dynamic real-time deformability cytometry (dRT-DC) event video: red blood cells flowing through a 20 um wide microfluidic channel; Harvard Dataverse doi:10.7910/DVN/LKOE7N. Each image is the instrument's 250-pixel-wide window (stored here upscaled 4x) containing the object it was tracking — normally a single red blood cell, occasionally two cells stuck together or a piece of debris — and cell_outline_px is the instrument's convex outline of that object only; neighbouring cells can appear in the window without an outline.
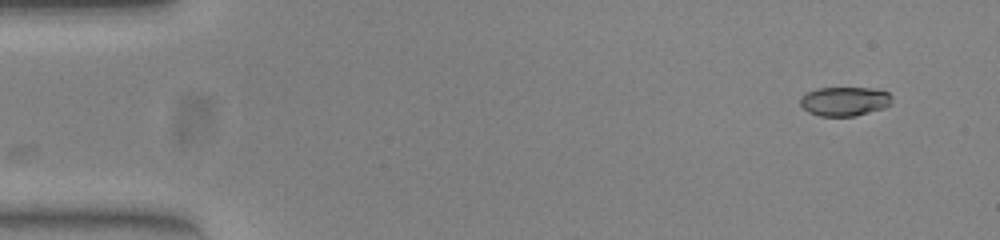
{"species": "common noctule bat (a hibernating species)", "species_latin": "Nyctalus noctula", "temperature_condition": "warm", "stored_images_in_passage": 44, "camera_frame_rate_fps": 3000, "um_per_image_px": 0.085, "animal": {"sex": "female", "body_mass_g": 23.0, "forearm_length_mm": 53.4}, "frame": {"image": 1, "passage_image": 1, "time_ms": 0.0, "image_size_px": [1000, 240], "cell_outline_px": [[892, 104], [884, 108], [856, 116], [820, 116], [808, 112], [800, 104], [800, 100], [808, 92], [820, 88], [868, 88], [888, 92], [892, 96]], "centroid_in_image_um": [71.83, 8.62], "position_along_channel_um": 13.2, "area_um2": 15.49}}
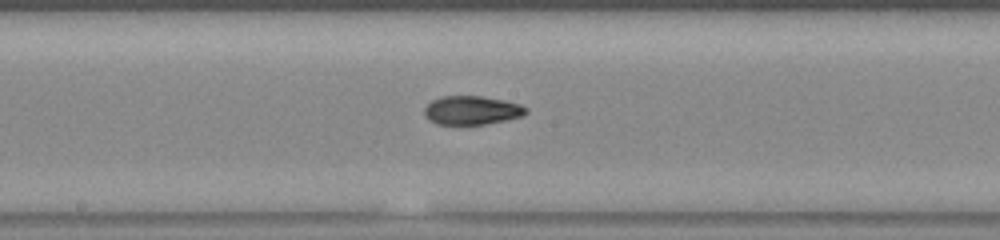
{"frame": {"image": 2, "passage_image": 25, "time_ms": 8.0, "image_size_px": [1000, 240], "cell_outline_px": [[528, 112], [520, 116], [508, 120], [484, 124], [436, 124], [428, 120], [424, 116], [424, 108], [432, 100], [440, 96], [480, 96], [504, 100], [520, 104], [528, 108]], "centroid_in_image_um": [40.08, 9.37], "position_along_channel_um": 208.1, "area_um2": 17.11}}
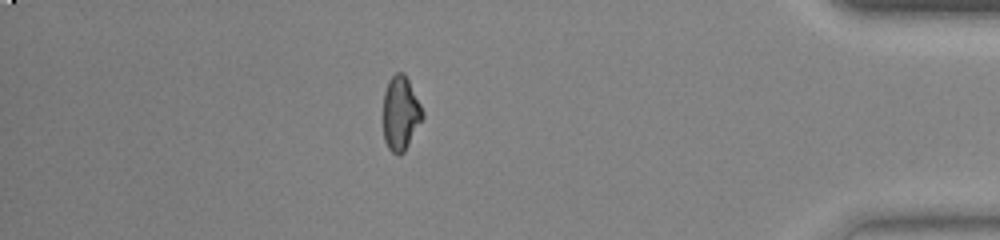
{"frame": {"image": 3, "passage_image": 43, "time_ms": 14.0, "image_size_px": [1000, 240], "cell_outline_px": [[424, 116], [404, 152], [396, 156], [388, 148], [384, 140], [384, 92], [388, 80], [396, 72], [404, 72], [424, 112]], "centroid_in_image_um": [34.04, 9.63], "position_along_channel_um": 401.2, "area_um2": 16.88}}